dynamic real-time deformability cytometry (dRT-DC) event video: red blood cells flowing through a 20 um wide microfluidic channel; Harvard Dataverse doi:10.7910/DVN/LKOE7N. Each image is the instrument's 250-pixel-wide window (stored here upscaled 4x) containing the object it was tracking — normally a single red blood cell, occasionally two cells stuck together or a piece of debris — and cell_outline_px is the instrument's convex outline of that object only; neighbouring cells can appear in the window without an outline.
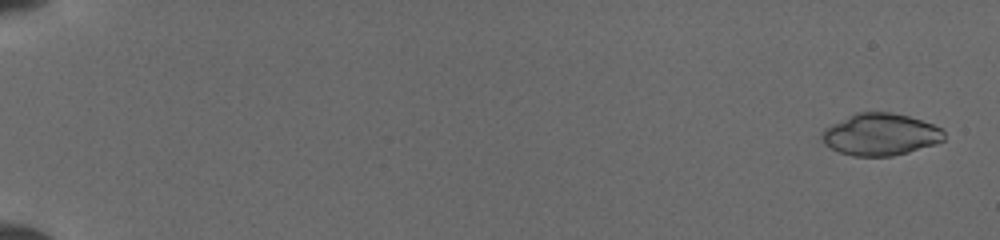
{"species": "common noctule bat (a hibernating species)", "species_latin": "Nyctalus noctula", "temperature_condition": "cold", "stored_images_in_passage": 7, "camera_frame_rate_fps": 3000, "um_per_image_px": 0.085, "animal": {"sex": "female", "body_mass_g": 19.5, "forearm_length_mm": 54.1}, "frame": {"image": 1, "passage_image": 1, "time_ms": 0.0, "image_size_px": [1000, 240], "cell_outline_px": [[944, 140], [936, 144], [908, 152], [892, 156], [852, 156], [840, 152], [824, 144], [820, 136], [824, 128], [856, 112], [888, 112], [908, 116], [932, 124], [940, 128], [944, 132]], "centroid_in_image_um": [74.82, 11.43], "position_along_channel_um": 10.2, "area_um2": 29.77}}
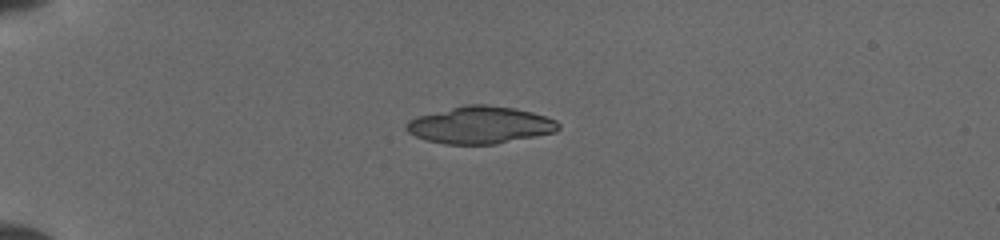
{"frame": {"image": 2, "passage_image": 6, "time_ms": 4.333, "image_size_px": [1000, 240], "cell_outline_px": [[560, 128], [556, 132], [492, 144], [448, 144], [428, 140], [416, 136], [408, 132], [404, 128], [408, 120], [416, 116], [464, 104], [484, 104], [516, 108], [532, 112], [556, 120], [560, 124]], "centroid_in_image_um": [40.8, 10.61], "position_along_channel_um": 44.2, "area_um2": 32.89}}